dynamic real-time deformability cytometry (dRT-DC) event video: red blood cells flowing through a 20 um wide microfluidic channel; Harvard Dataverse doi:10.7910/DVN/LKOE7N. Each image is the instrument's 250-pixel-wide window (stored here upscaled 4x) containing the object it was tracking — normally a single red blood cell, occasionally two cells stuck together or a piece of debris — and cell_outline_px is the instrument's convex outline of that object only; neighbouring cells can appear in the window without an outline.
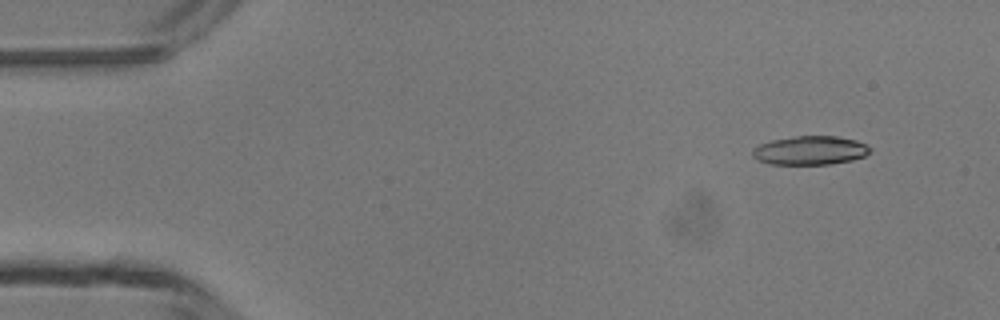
{"species": "common noctule bat (a hibernating species)", "species_latin": "Nyctalus noctula", "temperature_condition": "room temperature", "stored_images_in_passage": 5, "segment_of_instrument_passage": [2, 2], "camera_frame_rate_fps": 3000, "um_per_image_px": 0.085, "animal": {"sex": "male", "body_mass_g": 13.3}, "frame": {"image": 1, "passage_image": 5, "time_ms": 6.333, "image_size_px": [1000, 320], "cell_outline_px": [[872, 148], [864, 156], [852, 160], [828, 164], [768, 164], [756, 160], [752, 156], [752, 148], [760, 144], [772, 140], [796, 136], [836, 136], [856, 140]], "centroid_in_image_um": [68.81, 12.79], "position_along_channel_um": 16.2, "area_um2": 19.71}}